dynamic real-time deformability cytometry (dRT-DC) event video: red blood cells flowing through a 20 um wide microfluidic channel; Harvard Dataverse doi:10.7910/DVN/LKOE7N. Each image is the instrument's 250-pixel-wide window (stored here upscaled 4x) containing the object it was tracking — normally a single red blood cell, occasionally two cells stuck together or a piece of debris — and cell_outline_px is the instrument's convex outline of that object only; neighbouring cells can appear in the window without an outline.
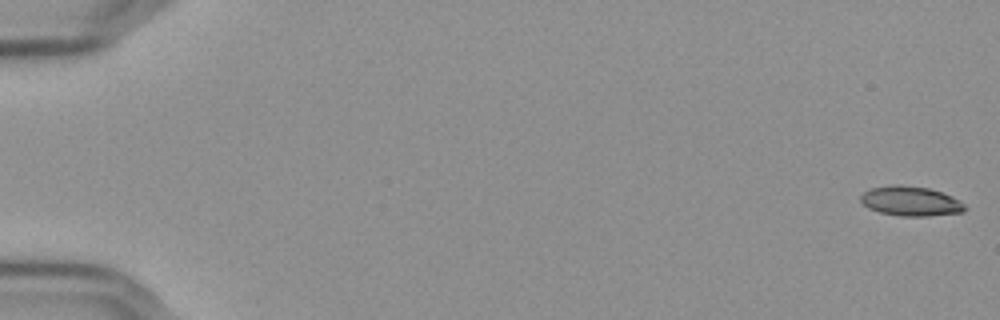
{"species": "Egyptian fruit bat (a non-hibernating species)", "species_latin": "Rousettus aegyptiacus", "temperature_condition": "cold", "stored_images_in_passage": 57, "camera_frame_rate_fps": 3000, "um_per_image_px": 0.085, "frame": {"image": 1, "passage_image": 1, "time_ms": 0.0, "image_size_px": [1000, 320], "cell_outline_px": [[968, 208], [964, 212], [928, 216], [900, 216], [880, 212], [868, 208], [860, 200], [860, 196], [864, 192], [872, 188], [892, 184], [900, 184], [928, 188], [952, 196], [960, 200]], "centroid_in_image_um": [77.43, 17.1], "position_along_channel_um": 7.6, "area_um2": 18.09}}
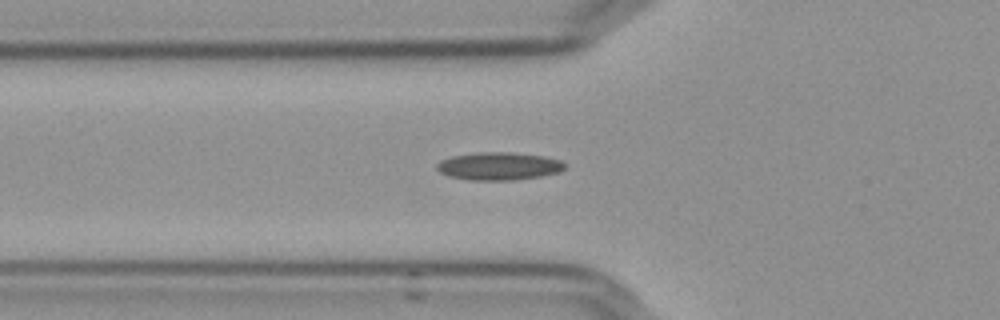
{"frame": {"image": 2, "passage_image": 21, "time_ms": 6.667, "image_size_px": [1000, 320], "cell_outline_px": [[564, 168], [560, 172], [540, 176], [512, 180], [468, 180], [448, 176], [440, 172], [436, 168], [436, 164], [440, 160], [452, 156], [480, 152], [512, 152], [544, 156], [560, 160], [564, 164]], "centroid_in_image_um": [42.37, 14.12], "position_along_channel_um": 83.4, "area_um2": 20.75}}
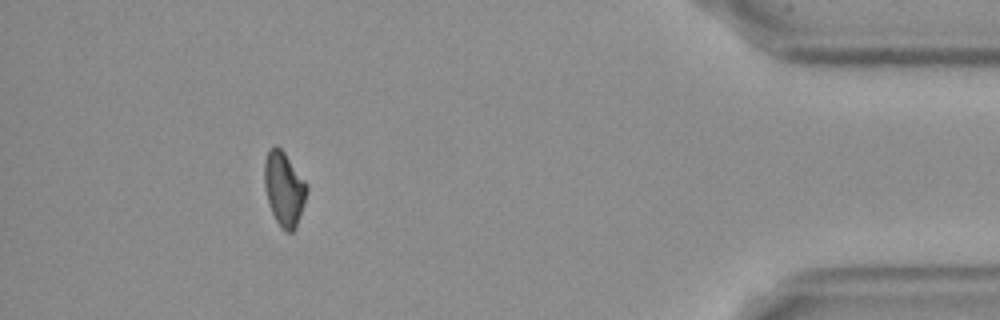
{"frame": {"image": 3, "passage_image": 52, "time_ms": 17.0, "image_size_px": [1000, 320], "cell_outline_px": [[308, 188], [304, 204], [296, 228], [292, 232], [284, 232], [280, 228], [272, 212], [264, 188], [264, 160], [268, 152], [276, 144], [284, 152], [304, 180]], "centroid_in_image_um": [24.14, 16.07], "position_along_channel_um": 411.1, "area_um2": 18.21}}